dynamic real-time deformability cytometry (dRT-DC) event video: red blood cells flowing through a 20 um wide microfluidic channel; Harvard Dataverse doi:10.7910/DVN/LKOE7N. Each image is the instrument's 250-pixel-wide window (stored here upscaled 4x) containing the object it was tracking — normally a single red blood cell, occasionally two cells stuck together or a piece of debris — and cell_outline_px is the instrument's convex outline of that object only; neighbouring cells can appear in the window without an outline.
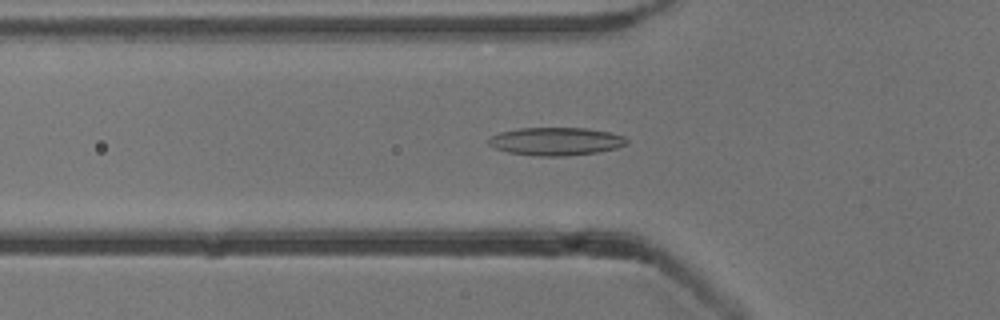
{"species": "common noctule bat (a hibernating species)", "species_latin": "Nyctalus noctula", "temperature_condition": "cold", "stored_images_in_passage": 53, "camera_frame_rate_fps": 3000, "um_per_image_px": 0.085, "animal": {"sex": "male", "body_mass_g": 13.3}, "frame": {"image": 1, "passage_image": 18, "time_ms": 5.667, "image_size_px": [1000, 320], "cell_outline_px": [[628, 144], [616, 148], [596, 152], [564, 156], [536, 156], [508, 152], [496, 148], [488, 144], [488, 140], [492, 136], [500, 132], [520, 128], [584, 128], [608, 132], [624, 136], [628, 140]], "centroid_in_image_um": [47.26, 12.02], "position_along_channel_um": 78.5, "area_um2": 22.37}}
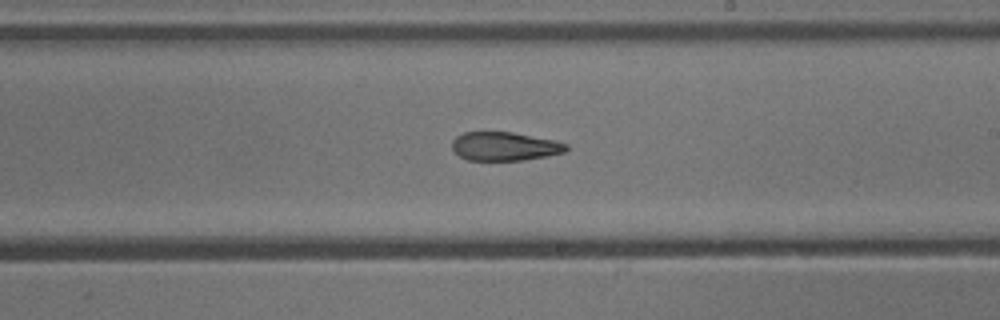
{"frame": {"image": 2, "passage_image": 31, "time_ms": 10.0, "image_size_px": [1000, 320], "cell_outline_px": [[568, 148], [564, 152], [548, 156], [524, 160], [468, 160], [460, 156], [452, 148], [452, 140], [456, 136], [464, 132], [512, 132], [556, 140], [568, 144]], "centroid_in_image_um": [42.91, 12.43], "position_along_channel_um": 246.1, "area_um2": 19.13}}
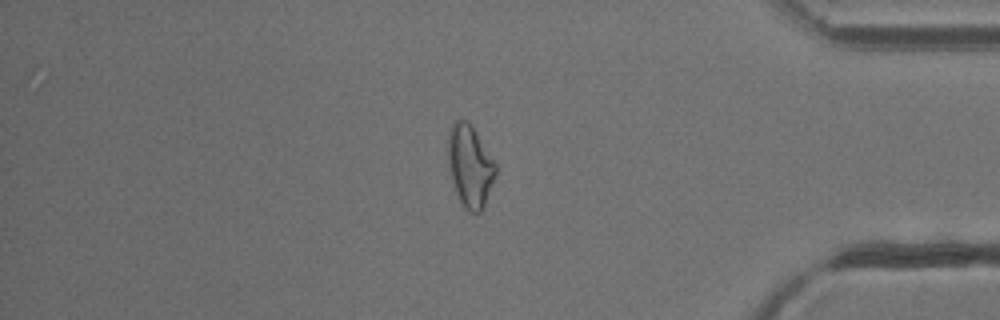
{"frame": {"image": 3, "passage_image": 45, "time_ms": 14.667, "image_size_px": [1000, 320], "cell_outline_px": [[496, 172], [484, 208], [480, 212], [468, 212], [464, 208], [460, 200], [452, 180], [448, 164], [448, 140], [452, 120], [468, 120], [496, 164]], "centroid_in_image_um": [39.94, 14.11], "position_along_channel_um": 395.3, "area_um2": 22.48}, "authors_computed_cell_mechanics": {"area_um2": 21.4438, "velocity_mm_per_s": 3.8487, "shape_relaxation_time_tau1_ms": null, "shape_relaxation_time_tau2_ms": 4.1053, "deformation_change_tau1": null, "deformation_change_tau2": 0.1216}}